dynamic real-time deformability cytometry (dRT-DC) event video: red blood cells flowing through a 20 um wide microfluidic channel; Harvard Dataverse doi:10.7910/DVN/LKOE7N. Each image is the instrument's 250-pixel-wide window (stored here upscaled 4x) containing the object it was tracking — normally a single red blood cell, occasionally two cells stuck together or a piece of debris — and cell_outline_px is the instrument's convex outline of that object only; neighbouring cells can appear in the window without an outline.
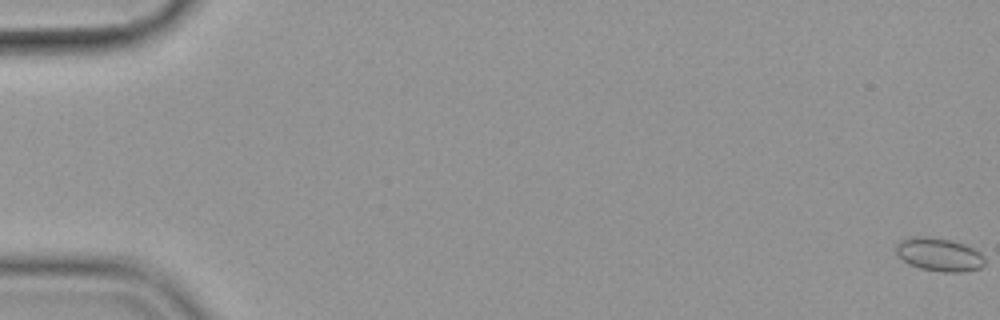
{"species": "common noctule bat (a hibernating species)", "species_latin": "Nyctalus noctula", "temperature_condition": "cold", "stored_images_in_passage": 58, "camera_frame_rate_fps": 3000, "um_per_image_px": 0.085, "animal": {"sex": "female", "body_mass_g": 19.9}, "frame": {"image": 1, "passage_image": 1, "time_ms": 0.0, "image_size_px": [1000, 320], "cell_outline_px": [[984, 264], [980, 268], [964, 272], [944, 272], [920, 268], [904, 260], [896, 252], [896, 244], [900, 240], [916, 236], [928, 236], [952, 240], [964, 244], [980, 252], [984, 256]], "centroid_in_image_um": [79.85, 21.62], "position_along_channel_um": 5.1, "area_um2": 17.11}}
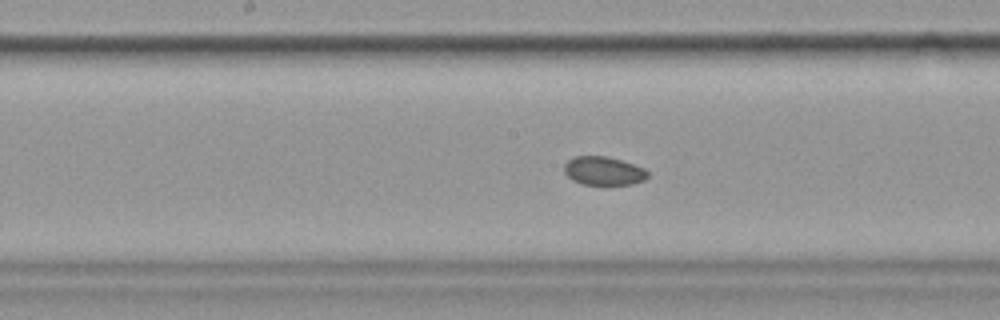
{"frame": {"image": 2, "passage_image": 31, "time_ms": 10.0, "image_size_px": [1000, 320], "cell_outline_px": [[648, 176], [644, 180], [632, 184], [584, 184], [572, 180], [564, 172], [564, 164], [572, 156], [608, 156], [644, 168], [648, 172]], "centroid_in_image_um": [51.28, 14.51], "position_along_channel_um": 196.9, "area_um2": 13.81}}
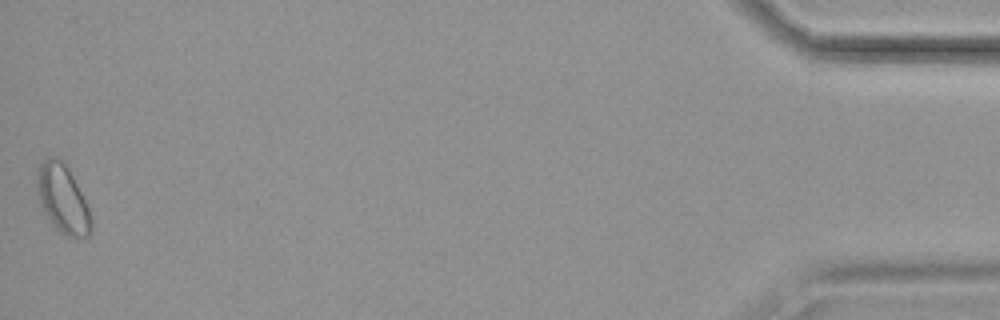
{"frame": {"image": 3, "passage_image": 58, "time_ms": 19.0, "image_size_px": [1000, 320], "cell_outline_px": [[92, 232], [88, 236], [68, 236], [60, 232], [48, 220], [40, 204], [36, 192], [36, 168], [48, 156], [56, 156], [64, 160], [88, 208], [92, 224]], "centroid_in_image_um": [5.27, 16.87], "position_along_channel_um": 429.9, "area_um2": 21.62}}